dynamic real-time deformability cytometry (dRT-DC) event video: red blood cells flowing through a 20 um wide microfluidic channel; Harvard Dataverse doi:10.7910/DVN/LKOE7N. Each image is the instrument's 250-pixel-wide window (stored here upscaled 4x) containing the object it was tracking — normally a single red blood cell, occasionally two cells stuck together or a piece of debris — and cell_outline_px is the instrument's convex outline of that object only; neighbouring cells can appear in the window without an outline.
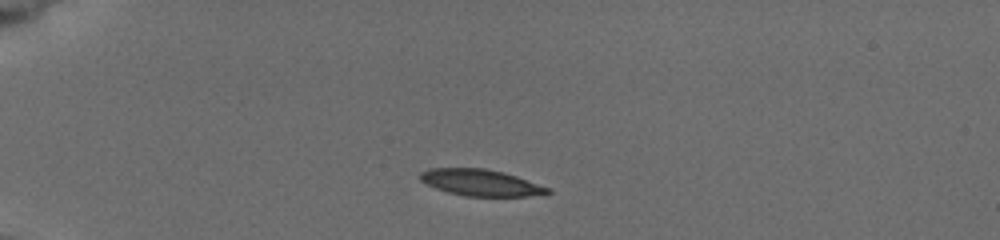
{"species": "common noctule bat (a hibernating species)", "species_latin": "Nyctalus noctula", "temperature_condition": "cold", "stored_images_in_passage": 5, "camera_frame_rate_fps": 3000, "um_per_image_px": 0.085, "animal": {"sex": "female", "body_mass_g": 19.5, "forearm_length_mm": 54.1}, "frame": {"image": 1, "passage_image": 1, "time_ms": 0.0, "image_size_px": [1000, 240], "cell_outline_px": [[552, 192], [544, 196], [464, 196], [448, 192], [436, 188], [420, 180], [420, 172], [428, 168], [484, 168], [504, 172], [552, 188]], "centroid_in_image_um": [40.93, 15.53], "position_along_channel_um": 44.1, "area_um2": 19.88}}
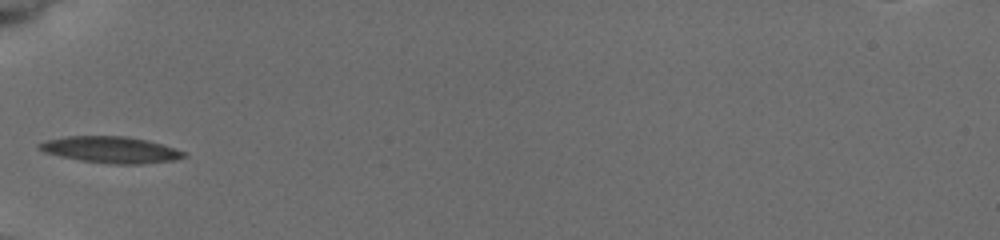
{"frame": {"image": 2, "passage_image": 3, "time_ms": 2.0, "image_size_px": [1000, 240], "cell_outline_px": [[188, 156], [172, 160], [140, 164], [112, 164], [80, 160], [60, 156], [44, 152], [36, 148], [36, 144], [44, 140], [64, 136], [128, 136], [148, 140], [184, 152]], "centroid_in_image_um": [9.33, 12.72], "position_along_channel_um": 75.7, "area_um2": 22.25}}
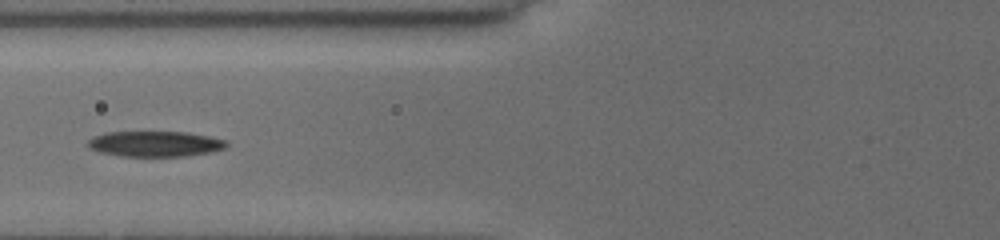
{"frame": {"image": 3, "passage_image": 4, "time_ms": 3.0, "image_size_px": [1000, 240], "cell_outline_px": [[228, 148], [212, 152], [188, 156], [124, 156], [100, 152], [88, 148], [84, 144], [92, 136], [104, 132], [188, 132], [228, 140]], "centroid_in_image_um": [13.19, 12.22], "position_along_channel_um": 112.6, "area_um2": 20.98}}